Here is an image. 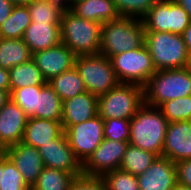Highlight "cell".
I'll return each instance as SVG.
<instances>
[{"label": "cell", "instance_id": "obj_21", "mask_svg": "<svg viewBox=\"0 0 191 190\" xmlns=\"http://www.w3.org/2000/svg\"><path fill=\"white\" fill-rule=\"evenodd\" d=\"M69 9L82 19L101 24L121 17L113 0L78 1Z\"/></svg>", "mask_w": 191, "mask_h": 190}, {"label": "cell", "instance_id": "obj_33", "mask_svg": "<svg viewBox=\"0 0 191 190\" xmlns=\"http://www.w3.org/2000/svg\"><path fill=\"white\" fill-rule=\"evenodd\" d=\"M101 178L107 190H139L137 176L121 169L107 172Z\"/></svg>", "mask_w": 191, "mask_h": 190}, {"label": "cell", "instance_id": "obj_42", "mask_svg": "<svg viewBox=\"0 0 191 190\" xmlns=\"http://www.w3.org/2000/svg\"><path fill=\"white\" fill-rule=\"evenodd\" d=\"M177 3L184 8V10L191 17V0H176Z\"/></svg>", "mask_w": 191, "mask_h": 190}, {"label": "cell", "instance_id": "obj_20", "mask_svg": "<svg viewBox=\"0 0 191 190\" xmlns=\"http://www.w3.org/2000/svg\"><path fill=\"white\" fill-rule=\"evenodd\" d=\"M64 132L61 121L29 117L24 130L22 142L40 148Z\"/></svg>", "mask_w": 191, "mask_h": 190}, {"label": "cell", "instance_id": "obj_7", "mask_svg": "<svg viewBox=\"0 0 191 190\" xmlns=\"http://www.w3.org/2000/svg\"><path fill=\"white\" fill-rule=\"evenodd\" d=\"M75 67L89 93L100 96L120 82L113 69L111 59L99 54L76 56Z\"/></svg>", "mask_w": 191, "mask_h": 190}, {"label": "cell", "instance_id": "obj_11", "mask_svg": "<svg viewBox=\"0 0 191 190\" xmlns=\"http://www.w3.org/2000/svg\"><path fill=\"white\" fill-rule=\"evenodd\" d=\"M129 141L104 138L99 147L82 164L86 176L102 177L105 173L119 169Z\"/></svg>", "mask_w": 191, "mask_h": 190}, {"label": "cell", "instance_id": "obj_13", "mask_svg": "<svg viewBox=\"0 0 191 190\" xmlns=\"http://www.w3.org/2000/svg\"><path fill=\"white\" fill-rule=\"evenodd\" d=\"M3 152L22 174L27 185L32 188L45 167L39 150L19 142L7 147Z\"/></svg>", "mask_w": 191, "mask_h": 190}, {"label": "cell", "instance_id": "obj_36", "mask_svg": "<svg viewBox=\"0 0 191 190\" xmlns=\"http://www.w3.org/2000/svg\"><path fill=\"white\" fill-rule=\"evenodd\" d=\"M69 190H107L101 177L86 176L84 174L75 177Z\"/></svg>", "mask_w": 191, "mask_h": 190}, {"label": "cell", "instance_id": "obj_18", "mask_svg": "<svg viewBox=\"0 0 191 190\" xmlns=\"http://www.w3.org/2000/svg\"><path fill=\"white\" fill-rule=\"evenodd\" d=\"M98 115V96L88 91L63 101L61 123L65 130Z\"/></svg>", "mask_w": 191, "mask_h": 190}, {"label": "cell", "instance_id": "obj_43", "mask_svg": "<svg viewBox=\"0 0 191 190\" xmlns=\"http://www.w3.org/2000/svg\"><path fill=\"white\" fill-rule=\"evenodd\" d=\"M9 1H11L14 5H28L33 0H9Z\"/></svg>", "mask_w": 191, "mask_h": 190}, {"label": "cell", "instance_id": "obj_37", "mask_svg": "<svg viewBox=\"0 0 191 190\" xmlns=\"http://www.w3.org/2000/svg\"><path fill=\"white\" fill-rule=\"evenodd\" d=\"M177 182L191 188V159L175 163Z\"/></svg>", "mask_w": 191, "mask_h": 190}, {"label": "cell", "instance_id": "obj_19", "mask_svg": "<svg viewBox=\"0 0 191 190\" xmlns=\"http://www.w3.org/2000/svg\"><path fill=\"white\" fill-rule=\"evenodd\" d=\"M22 39L31 53L45 50L61 43L60 23H34L26 28Z\"/></svg>", "mask_w": 191, "mask_h": 190}, {"label": "cell", "instance_id": "obj_2", "mask_svg": "<svg viewBox=\"0 0 191 190\" xmlns=\"http://www.w3.org/2000/svg\"><path fill=\"white\" fill-rule=\"evenodd\" d=\"M102 24L82 19L69 8L61 14L60 38L76 56L100 53Z\"/></svg>", "mask_w": 191, "mask_h": 190}, {"label": "cell", "instance_id": "obj_12", "mask_svg": "<svg viewBox=\"0 0 191 190\" xmlns=\"http://www.w3.org/2000/svg\"><path fill=\"white\" fill-rule=\"evenodd\" d=\"M43 159L44 166L68 172L70 174H83L82 164L75 157L72 148L68 144L65 132L58 138L38 148Z\"/></svg>", "mask_w": 191, "mask_h": 190}, {"label": "cell", "instance_id": "obj_35", "mask_svg": "<svg viewBox=\"0 0 191 190\" xmlns=\"http://www.w3.org/2000/svg\"><path fill=\"white\" fill-rule=\"evenodd\" d=\"M104 138L117 141H129L130 119L104 120Z\"/></svg>", "mask_w": 191, "mask_h": 190}, {"label": "cell", "instance_id": "obj_46", "mask_svg": "<svg viewBox=\"0 0 191 190\" xmlns=\"http://www.w3.org/2000/svg\"><path fill=\"white\" fill-rule=\"evenodd\" d=\"M42 1H52V2H55V3L63 4V0H42Z\"/></svg>", "mask_w": 191, "mask_h": 190}, {"label": "cell", "instance_id": "obj_16", "mask_svg": "<svg viewBox=\"0 0 191 190\" xmlns=\"http://www.w3.org/2000/svg\"><path fill=\"white\" fill-rule=\"evenodd\" d=\"M162 156L174 163L191 159V120L168 124Z\"/></svg>", "mask_w": 191, "mask_h": 190}, {"label": "cell", "instance_id": "obj_24", "mask_svg": "<svg viewBox=\"0 0 191 190\" xmlns=\"http://www.w3.org/2000/svg\"><path fill=\"white\" fill-rule=\"evenodd\" d=\"M48 83L62 101L71 99L76 95L87 91L84 81L75 66L64 71L60 75L53 77Z\"/></svg>", "mask_w": 191, "mask_h": 190}, {"label": "cell", "instance_id": "obj_10", "mask_svg": "<svg viewBox=\"0 0 191 190\" xmlns=\"http://www.w3.org/2000/svg\"><path fill=\"white\" fill-rule=\"evenodd\" d=\"M75 157L83 164L104 140V120L95 118L70 125L64 130Z\"/></svg>", "mask_w": 191, "mask_h": 190}, {"label": "cell", "instance_id": "obj_39", "mask_svg": "<svg viewBox=\"0 0 191 190\" xmlns=\"http://www.w3.org/2000/svg\"><path fill=\"white\" fill-rule=\"evenodd\" d=\"M0 90L10 91L9 70L0 67Z\"/></svg>", "mask_w": 191, "mask_h": 190}, {"label": "cell", "instance_id": "obj_1", "mask_svg": "<svg viewBox=\"0 0 191 190\" xmlns=\"http://www.w3.org/2000/svg\"><path fill=\"white\" fill-rule=\"evenodd\" d=\"M168 124L158 107L144 104L130 119L129 144L162 156Z\"/></svg>", "mask_w": 191, "mask_h": 190}, {"label": "cell", "instance_id": "obj_32", "mask_svg": "<svg viewBox=\"0 0 191 190\" xmlns=\"http://www.w3.org/2000/svg\"><path fill=\"white\" fill-rule=\"evenodd\" d=\"M45 85L26 86L20 89H15L10 98L26 113L28 117H31L37 108L38 94Z\"/></svg>", "mask_w": 191, "mask_h": 190}, {"label": "cell", "instance_id": "obj_15", "mask_svg": "<svg viewBox=\"0 0 191 190\" xmlns=\"http://www.w3.org/2000/svg\"><path fill=\"white\" fill-rule=\"evenodd\" d=\"M28 118L11 98L0 108V151L22 142Z\"/></svg>", "mask_w": 191, "mask_h": 190}, {"label": "cell", "instance_id": "obj_27", "mask_svg": "<svg viewBox=\"0 0 191 190\" xmlns=\"http://www.w3.org/2000/svg\"><path fill=\"white\" fill-rule=\"evenodd\" d=\"M157 157L153 152L129 144L119 169L138 176L149 168Z\"/></svg>", "mask_w": 191, "mask_h": 190}, {"label": "cell", "instance_id": "obj_45", "mask_svg": "<svg viewBox=\"0 0 191 190\" xmlns=\"http://www.w3.org/2000/svg\"><path fill=\"white\" fill-rule=\"evenodd\" d=\"M172 190H191V188H188L187 186L177 182L176 185L172 188Z\"/></svg>", "mask_w": 191, "mask_h": 190}, {"label": "cell", "instance_id": "obj_4", "mask_svg": "<svg viewBox=\"0 0 191 190\" xmlns=\"http://www.w3.org/2000/svg\"><path fill=\"white\" fill-rule=\"evenodd\" d=\"M144 88V104L160 107L164 102L191 95V66L156 71Z\"/></svg>", "mask_w": 191, "mask_h": 190}, {"label": "cell", "instance_id": "obj_3", "mask_svg": "<svg viewBox=\"0 0 191 190\" xmlns=\"http://www.w3.org/2000/svg\"><path fill=\"white\" fill-rule=\"evenodd\" d=\"M145 30L141 19L120 17L102 24L100 54L109 59L144 45Z\"/></svg>", "mask_w": 191, "mask_h": 190}, {"label": "cell", "instance_id": "obj_23", "mask_svg": "<svg viewBox=\"0 0 191 190\" xmlns=\"http://www.w3.org/2000/svg\"><path fill=\"white\" fill-rule=\"evenodd\" d=\"M9 80L10 94L15 89L30 85H46L48 83L33 59L11 68L9 70Z\"/></svg>", "mask_w": 191, "mask_h": 190}, {"label": "cell", "instance_id": "obj_9", "mask_svg": "<svg viewBox=\"0 0 191 190\" xmlns=\"http://www.w3.org/2000/svg\"><path fill=\"white\" fill-rule=\"evenodd\" d=\"M145 31L182 35L191 17L176 0H158L141 19Z\"/></svg>", "mask_w": 191, "mask_h": 190}, {"label": "cell", "instance_id": "obj_28", "mask_svg": "<svg viewBox=\"0 0 191 190\" xmlns=\"http://www.w3.org/2000/svg\"><path fill=\"white\" fill-rule=\"evenodd\" d=\"M80 175L44 167L31 190H69L75 177Z\"/></svg>", "mask_w": 191, "mask_h": 190}, {"label": "cell", "instance_id": "obj_5", "mask_svg": "<svg viewBox=\"0 0 191 190\" xmlns=\"http://www.w3.org/2000/svg\"><path fill=\"white\" fill-rule=\"evenodd\" d=\"M156 70L182 69L191 66V57L182 35L145 31V42Z\"/></svg>", "mask_w": 191, "mask_h": 190}, {"label": "cell", "instance_id": "obj_14", "mask_svg": "<svg viewBox=\"0 0 191 190\" xmlns=\"http://www.w3.org/2000/svg\"><path fill=\"white\" fill-rule=\"evenodd\" d=\"M32 59L44 78L50 81L75 66L76 55L63 43L32 54Z\"/></svg>", "mask_w": 191, "mask_h": 190}, {"label": "cell", "instance_id": "obj_17", "mask_svg": "<svg viewBox=\"0 0 191 190\" xmlns=\"http://www.w3.org/2000/svg\"><path fill=\"white\" fill-rule=\"evenodd\" d=\"M139 190H172L177 183L175 163L158 156L141 175L137 176Z\"/></svg>", "mask_w": 191, "mask_h": 190}, {"label": "cell", "instance_id": "obj_6", "mask_svg": "<svg viewBox=\"0 0 191 190\" xmlns=\"http://www.w3.org/2000/svg\"><path fill=\"white\" fill-rule=\"evenodd\" d=\"M144 105V88L135 84L119 83L98 96V115L103 119H131Z\"/></svg>", "mask_w": 191, "mask_h": 190}, {"label": "cell", "instance_id": "obj_29", "mask_svg": "<svg viewBox=\"0 0 191 190\" xmlns=\"http://www.w3.org/2000/svg\"><path fill=\"white\" fill-rule=\"evenodd\" d=\"M27 7L34 23H60L65 9L64 4L42 0H33Z\"/></svg>", "mask_w": 191, "mask_h": 190}, {"label": "cell", "instance_id": "obj_25", "mask_svg": "<svg viewBox=\"0 0 191 190\" xmlns=\"http://www.w3.org/2000/svg\"><path fill=\"white\" fill-rule=\"evenodd\" d=\"M62 105V99L57 95L51 85L47 83L38 94L36 112L31 117L61 121Z\"/></svg>", "mask_w": 191, "mask_h": 190}, {"label": "cell", "instance_id": "obj_31", "mask_svg": "<svg viewBox=\"0 0 191 190\" xmlns=\"http://www.w3.org/2000/svg\"><path fill=\"white\" fill-rule=\"evenodd\" d=\"M159 109L169 123L191 120V95L164 102Z\"/></svg>", "mask_w": 191, "mask_h": 190}, {"label": "cell", "instance_id": "obj_44", "mask_svg": "<svg viewBox=\"0 0 191 190\" xmlns=\"http://www.w3.org/2000/svg\"><path fill=\"white\" fill-rule=\"evenodd\" d=\"M84 1V0H63L65 8H70L75 2Z\"/></svg>", "mask_w": 191, "mask_h": 190}, {"label": "cell", "instance_id": "obj_41", "mask_svg": "<svg viewBox=\"0 0 191 190\" xmlns=\"http://www.w3.org/2000/svg\"><path fill=\"white\" fill-rule=\"evenodd\" d=\"M10 99V91L0 90V108L4 106Z\"/></svg>", "mask_w": 191, "mask_h": 190}, {"label": "cell", "instance_id": "obj_26", "mask_svg": "<svg viewBox=\"0 0 191 190\" xmlns=\"http://www.w3.org/2000/svg\"><path fill=\"white\" fill-rule=\"evenodd\" d=\"M30 24L31 16L27 5H15L11 15L0 26V38L22 39Z\"/></svg>", "mask_w": 191, "mask_h": 190}, {"label": "cell", "instance_id": "obj_30", "mask_svg": "<svg viewBox=\"0 0 191 190\" xmlns=\"http://www.w3.org/2000/svg\"><path fill=\"white\" fill-rule=\"evenodd\" d=\"M0 190H31L12 161L1 151Z\"/></svg>", "mask_w": 191, "mask_h": 190}, {"label": "cell", "instance_id": "obj_8", "mask_svg": "<svg viewBox=\"0 0 191 190\" xmlns=\"http://www.w3.org/2000/svg\"><path fill=\"white\" fill-rule=\"evenodd\" d=\"M111 63L120 83L144 87L157 71L144 44L141 47L112 56Z\"/></svg>", "mask_w": 191, "mask_h": 190}, {"label": "cell", "instance_id": "obj_22", "mask_svg": "<svg viewBox=\"0 0 191 190\" xmlns=\"http://www.w3.org/2000/svg\"><path fill=\"white\" fill-rule=\"evenodd\" d=\"M32 59V53L23 39L0 38V67L10 70Z\"/></svg>", "mask_w": 191, "mask_h": 190}, {"label": "cell", "instance_id": "obj_47", "mask_svg": "<svg viewBox=\"0 0 191 190\" xmlns=\"http://www.w3.org/2000/svg\"><path fill=\"white\" fill-rule=\"evenodd\" d=\"M0 185H1V151H0Z\"/></svg>", "mask_w": 191, "mask_h": 190}, {"label": "cell", "instance_id": "obj_34", "mask_svg": "<svg viewBox=\"0 0 191 190\" xmlns=\"http://www.w3.org/2000/svg\"><path fill=\"white\" fill-rule=\"evenodd\" d=\"M158 0H113L121 17L142 19Z\"/></svg>", "mask_w": 191, "mask_h": 190}, {"label": "cell", "instance_id": "obj_38", "mask_svg": "<svg viewBox=\"0 0 191 190\" xmlns=\"http://www.w3.org/2000/svg\"><path fill=\"white\" fill-rule=\"evenodd\" d=\"M14 6L9 0H0V26L11 15Z\"/></svg>", "mask_w": 191, "mask_h": 190}, {"label": "cell", "instance_id": "obj_40", "mask_svg": "<svg viewBox=\"0 0 191 190\" xmlns=\"http://www.w3.org/2000/svg\"><path fill=\"white\" fill-rule=\"evenodd\" d=\"M184 42L186 44L187 51L191 57V23L185 29L184 33L182 34Z\"/></svg>", "mask_w": 191, "mask_h": 190}]
</instances>
